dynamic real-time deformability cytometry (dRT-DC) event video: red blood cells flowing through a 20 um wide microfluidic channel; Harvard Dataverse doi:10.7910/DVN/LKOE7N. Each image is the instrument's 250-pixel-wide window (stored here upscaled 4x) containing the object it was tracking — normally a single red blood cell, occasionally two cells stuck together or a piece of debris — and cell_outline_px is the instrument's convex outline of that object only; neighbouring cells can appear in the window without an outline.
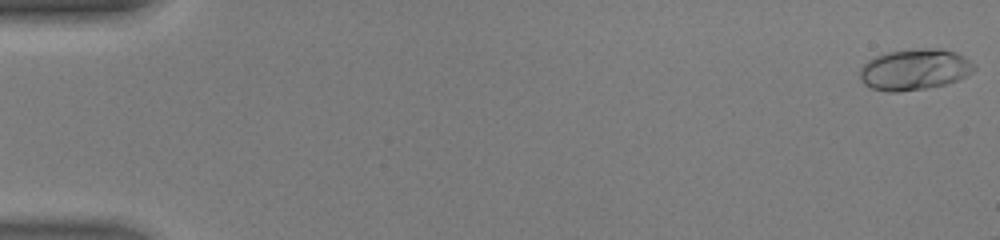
{"species": "human", "species_latin": "Homo sapiens", "temperature_condition": "warm", "stored_images_in_passage": 16, "camera_frame_rate_fps": 3000, "um_per_image_px": 0.085, "donor": {"sex": "male"}, "frame": {"image": 1, "passage_image": 1, "time_ms": 0.0, "image_size_px": [1000, 240], "cell_outline_px": [[976, 68], [972, 72], [956, 80], [944, 84], [924, 88], [900, 92], [888, 92], [872, 88], [864, 84], [860, 80], [860, 68], [868, 60], [884, 52], [920, 48], [940, 48], [956, 52], [964, 56]], "centroid_in_image_um": [77.7, 5.89], "position_along_channel_um": 7.3, "area_um2": 27.28}}
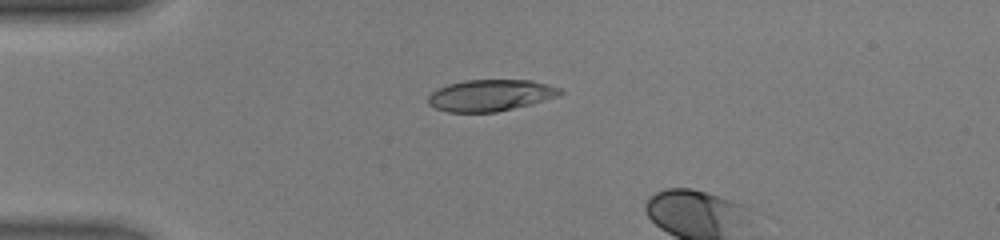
{"frame": {"image": 2, "passage_image": 13, "time_ms": 4.0, "image_size_px": [1000, 240], "cell_outline_px": [[564, 92], [560, 96], [532, 104], [496, 112], [448, 112], [436, 108], [428, 104], [428, 96], [432, 92], [448, 84], [464, 80], [528, 80], [560, 88]], "centroid_in_image_um": [41.7, 8.11], "position_along_channel_um": 43.3, "area_um2": 24.16}}